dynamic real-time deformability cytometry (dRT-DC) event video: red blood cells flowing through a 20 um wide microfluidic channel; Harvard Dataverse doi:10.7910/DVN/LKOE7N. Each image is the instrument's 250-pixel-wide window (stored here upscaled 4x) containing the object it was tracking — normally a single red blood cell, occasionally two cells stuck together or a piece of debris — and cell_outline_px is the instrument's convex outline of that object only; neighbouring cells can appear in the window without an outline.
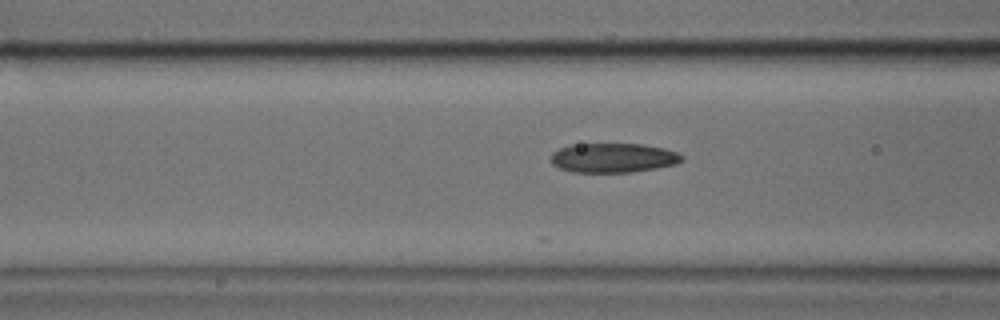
{"species": "common noctule bat (a hibernating species)", "species_latin": "Nyctalus noctula", "temperature_condition": "cold", "stored_images_in_passage": 13, "camera_frame_rate_fps": 3000, "um_per_image_px": 0.085, "animal": {"sex": "male", "body_mass_g": 17.9, "forearm_length_mm": 54.2}, "frame": {"image": 1, "passage_image": 6, "time_ms": 1.667, "image_size_px": [1000, 320], "cell_outline_px": [[684, 160], [676, 164], [656, 168], [632, 172], [572, 172], [560, 168], [552, 164], [552, 152], [560, 148], [572, 144], [644, 144], [664, 148], [676, 152], [684, 156]], "centroid_in_image_um": [52.15, 13.41], "position_along_channel_um": 114.5, "area_um2": 22.48}}